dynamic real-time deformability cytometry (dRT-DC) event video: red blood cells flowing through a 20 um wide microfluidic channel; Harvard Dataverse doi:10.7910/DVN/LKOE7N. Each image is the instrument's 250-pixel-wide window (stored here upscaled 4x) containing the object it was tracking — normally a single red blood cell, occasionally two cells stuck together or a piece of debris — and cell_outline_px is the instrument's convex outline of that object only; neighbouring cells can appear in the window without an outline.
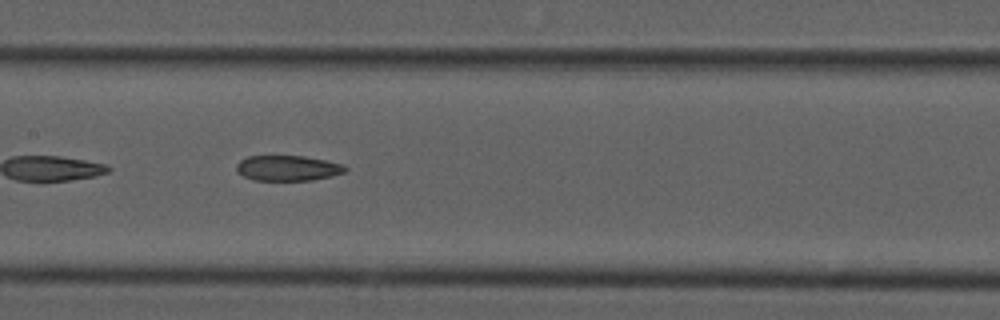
{"species": "common noctule bat (a hibernating species)", "species_latin": "Nyctalus noctula", "temperature_condition": "cold", "stored_images_in_passage": 14, "camera_frame_rate_fps": 3000, "um_per_image_px": 0.085, "animal": {"sex": "male", "forearm_length_mm": 52.5}, "frame": {"image": 1, "passage_image": 12, "time_ms": 3.667, "image_size_px": [1000, 320], "cell_outline_px": [[348, 168], [344, 172], [332, 176], [312, 180], [252, 180], [236, 172], [236, 164], [240, 160], [248, 156], [304, 156], [324, 160], [340, 164]], "centroid_in_image_um": [24.41, 14.29], "position_along_channel_um": 183.0, "area_um2": 16.01}}